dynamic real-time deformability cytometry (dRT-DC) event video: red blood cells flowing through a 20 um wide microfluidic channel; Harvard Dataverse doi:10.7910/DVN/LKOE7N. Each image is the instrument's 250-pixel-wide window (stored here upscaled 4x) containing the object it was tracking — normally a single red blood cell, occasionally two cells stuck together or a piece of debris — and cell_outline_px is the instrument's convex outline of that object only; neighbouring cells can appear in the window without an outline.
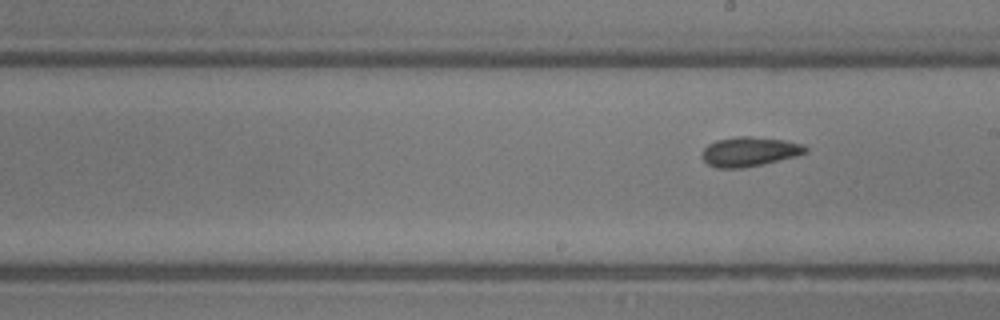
{"species": "common noctule bat (a hibernating species)", "species_latin": "Nyctalus noctula", "temperature_condition": "room temperature", "stored_images_in_passage": 23, "segment_of_instrument_passage": [2, 2], "camera_frame_rate_fps": 3000, "um_per_image_px": 0.085, "animal": {"sex": "male", "body_mass_g": 13.3}, "frame": {"image": 1, "passage_image": 23, "time_ms": 7.333, "image_size_px": [1000, 320], "cell_outline_px": [[808, 152], [796, 156], [744, 168], [716, 168], [708, 164], [700, 156], [704, 148], [708, 144], [716, 140], [740, 136], [752, 136], [784, 140], [804, 144], [808, 148]], "centroid_in_image_um": [63.7, 12.88], "position_along_channel_um": 225.3, "area_um2": 17.86}}